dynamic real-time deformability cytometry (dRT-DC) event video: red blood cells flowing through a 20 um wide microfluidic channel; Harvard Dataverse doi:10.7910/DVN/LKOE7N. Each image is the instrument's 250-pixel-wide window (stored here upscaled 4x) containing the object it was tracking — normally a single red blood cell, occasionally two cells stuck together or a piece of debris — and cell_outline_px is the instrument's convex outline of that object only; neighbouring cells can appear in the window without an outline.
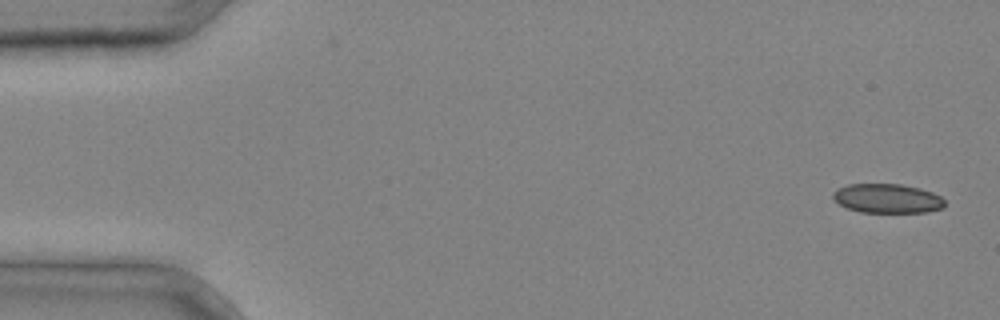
{"species": "common noctule bat (a hibernating species)", "species_latin": "Nyctalus noctula", "temperature_condition": "cold", "stored_images_in_passage": 4, "segment_of_instrument_passage": [1, 2], "camera_frame_rate_fps": 3000, "um_per_image_px": 0.085, "animal": {"sex": "male", "body_mass_g": 20.4}, "frame": {"image": 1, "passage_image": 1, "time_ms": 0.0, "image_size_px": [1000, 320], "cell_outline_px": [[944, 208], [928, 212], [860, 212], [848, 208], [840, 204], [832, 196], [832, 192], [836, 188], [848, 184], [900, 184], [920, 188], [932, 192], [940, 196], [944, 200]], "centroid_in_image_um": [75.42, 16.86], "position_along_channel_um": 9.6, "area_um2": 19.07}}
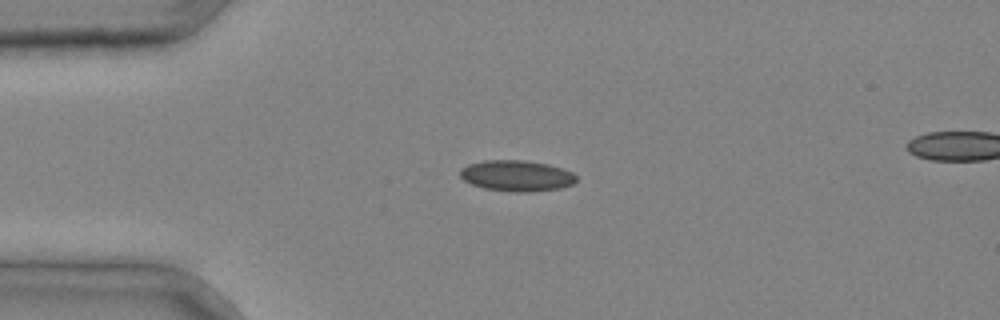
{"frame": {"image": 2, "passage_image": 3, "time_ms": 0.667, "image_size_px": [1000, 320], "cell_outline_px": [[576, 180], [572, 184], [560, 188], [532, 192], [512, 192], [484, 188], [472, 184], [464, 180], [460, 176], [460, 168], [468, 164], [484, 160], [524, 160], [548, 164], [564, 168], [572, 172], [576, 176]], "centroid_in_image_um": [43.91, 14.93], "position_along_channel_um": 41.1, "area_um2": 21.1}}